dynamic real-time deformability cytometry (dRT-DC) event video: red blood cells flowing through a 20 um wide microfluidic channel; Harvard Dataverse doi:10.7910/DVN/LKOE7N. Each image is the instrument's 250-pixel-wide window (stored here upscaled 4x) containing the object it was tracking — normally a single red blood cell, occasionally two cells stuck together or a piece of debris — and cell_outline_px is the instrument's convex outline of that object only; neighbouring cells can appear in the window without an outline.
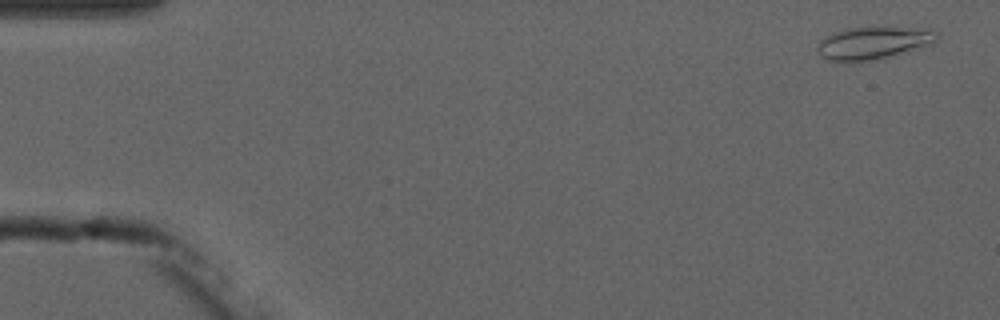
{"species": "common noctule bat (a hibernating species)", "species_latin": "Nyctalus noctula", "temperature_condition": "cold", "stored_images_in_passage": 5, "camera_frame_rate_fps": 3000, "um_per_image_px": 0.085, "animal": {"sex": "male", "forearm_length_mm": 52.5}, "frame": {"image": 1, "passage_image": 1, "time_ms": 0.0, "image_size_px": [1000, 320], "cell_outline_px": [[940, 36], [932, 44], [868, 60], [828, 60], [816, 48], [820, 40], [832, 32], [844, 28], [932, 28], [940, 32]], "centroid_in_image_um": [74.27, 3.6], "position_along_channel_um": 10.7, "area_um2": 21.85}}